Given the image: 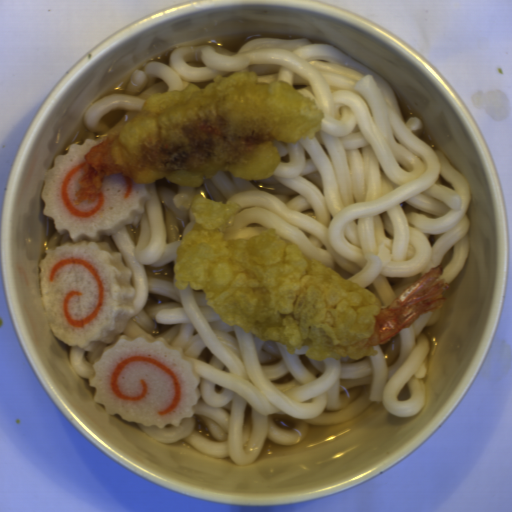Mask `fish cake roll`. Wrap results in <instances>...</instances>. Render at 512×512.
I'll return each mask as SVG.
<instances>
[{"instance_id":"14b837c1","label":"fish cake roll","mask_w":512,"mask_h":512,"mask_svg":"<svg viewBox=\"0 0 512 512\" xmlns=\"http://www.w3.org/2000/svg\"><path fill=\"white\" fill-rule=\"evenodd\" d=\"M96 143L87 138L72 144L44 175L43 212L57 234H69L72 241L49 249L37 263L50 330L87 352L124 332L133 314L132 272L99 236L133 222L150 198L147 183L114 173L103 178L93 200L79 201L80 176L88 171L85 155Z\"/></svg>"},{"instance_id":"80858fc9","label":"fish cake roll","mask_w":512,"mask_h":512,"mask_svg":"<svg viewBox=\"0 0 512 512\" xmlns=\"http://www.w3.org/2000/svg\"><path fill=\"white\" fill-rule=\"evenodd\" d=\"M93 398L110 415L142 426H179L201 398L200 378L180 348L146 335L120 336L93 361Z\"/></svg>"}]
</instances>
